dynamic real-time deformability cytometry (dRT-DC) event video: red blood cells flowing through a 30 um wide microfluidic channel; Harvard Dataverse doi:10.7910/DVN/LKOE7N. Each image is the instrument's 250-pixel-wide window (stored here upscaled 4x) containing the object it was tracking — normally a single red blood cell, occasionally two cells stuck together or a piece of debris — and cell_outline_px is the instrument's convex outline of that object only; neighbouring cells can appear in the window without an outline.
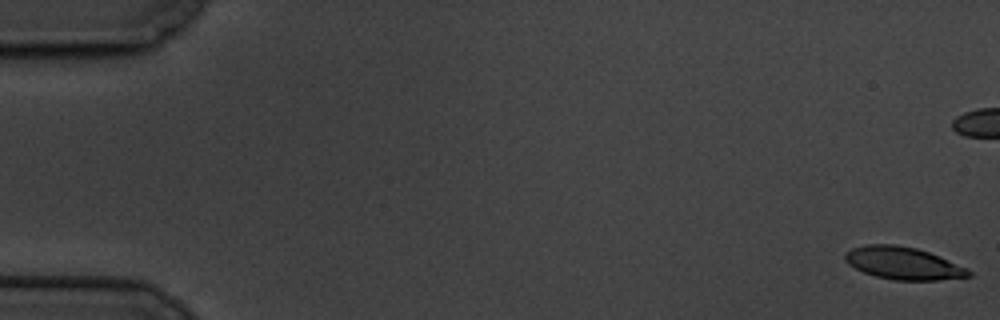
{"species": "common noctule bat (a hibernating species)", "species_latin": "Nyctalus noctula", "temperature_condition": "cold", "stored_images_in_passage": 62, "camera_frame_rate_fps": 3000, "um_per_image_px": 0.085, "animal": {"sex": "male", "body_mass_g": 19.5, "forearm_length_mm": 54.6}, "frame": {"image": 1, "passage_image": 1, "time_ms": 0.0, "image_size_px": [1000, 320], "cell_outline_px": [[972, 276], [936, 280], [892, 280], [876, 276], [864, 272], [848, 264], [844, 260], [844, 252], [852, 248], [868, 244], [896, 244], [916, 248], [928, 252], [968, 268], [972, 272]], "centroid_in_image_um": [76.75, 22.37], "position_along_channel_um": 8.2, "area_um2": 23.35}}
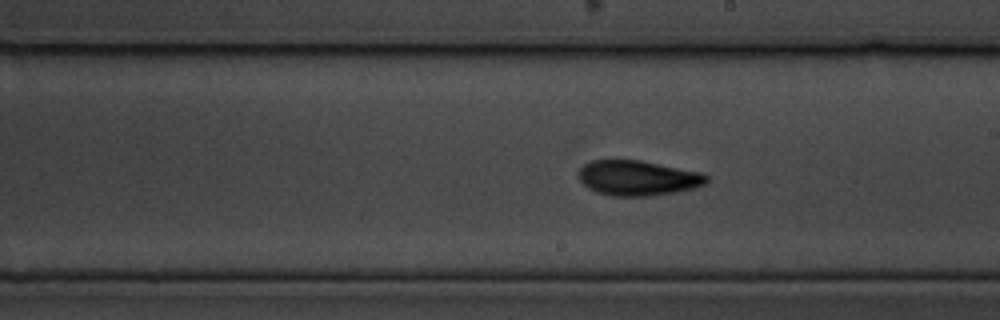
{"frame": {"image": 2, "passage_image": 35, "time_ms": 11.333, "image_size_px": [1000, 320], "cell_outline_px": [[708, 180], [704, 184], [696, 188], [676, 192], [648, 196], [608, 196], [596, 192], [588, 188], [576, 176], [580, 168], [584, 164], [592, 160], [640, 160], [700, 172], [708, 176]], "centroid_in_image_um": [54.18, 15.13], "position_along_channel_um": 234.8, "area_um2": 26.3}}
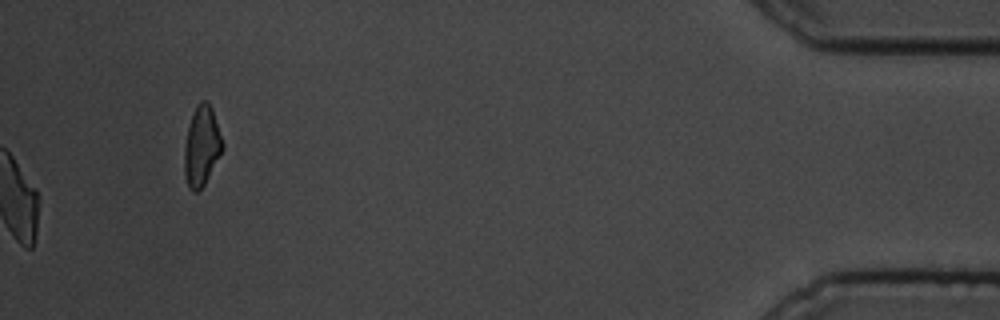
{"frame": {"image": 3, "passage_image": 62, "time_ms": 20.333, "image_size_px": [1000, 320], "cell_outline_px": [[224, 144], [204, 184], [196, 192], [192, 192], [188, 188], [184, 176], [184, 148], [188, 128], [192, 116], [200, 100], [208, 100], [212, 108]], "centroid_in_image_um": [17.12, 12.41], "position_along_channel_um": 418.1, "area_um2": 17.4}, "authors_computed_cell_mechanics": {"area_um2": 24.6228, "velocity_mm_per_s": 3.3032, "shape_relaxation_time_tau1_ms": 2.8656, "shape_relaxation_time_tau2_ms": 3.2701, "deformation_change_tau1": 0.1219, "deformation_change_tau2": 0.0987}}